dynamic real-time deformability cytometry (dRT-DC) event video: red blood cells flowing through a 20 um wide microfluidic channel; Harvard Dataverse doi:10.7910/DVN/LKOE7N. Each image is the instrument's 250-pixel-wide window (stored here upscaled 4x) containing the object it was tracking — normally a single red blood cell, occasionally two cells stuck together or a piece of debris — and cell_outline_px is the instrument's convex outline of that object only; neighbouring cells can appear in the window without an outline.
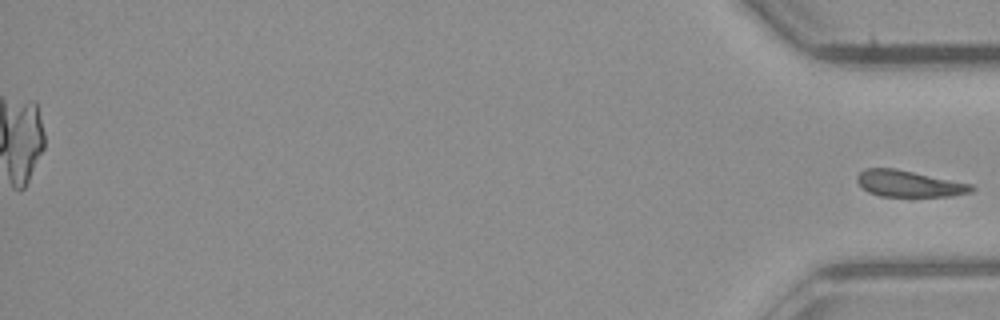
{"species": "common noctule bat (a hibernating species)", "species_latin": "Nyctalus noctula", "temperature_condition": "room temperature", "stored_images_in_passage": 41, "camera_frame_rate_fps": 3000, "um_per_image_px": 0.085, "animal": {"sex": "male", "body_mass_g": 23.1, "forearm_length_mm": 52.7}, "frame": {"image": 1, "passage_image": 41, "time_ms": 13.333, "image_size_px": [1000, 320], "cell_outline_px": [[976, 188], [972, 192], [952, 196], [880, 196], [868, 192], [856, 180], [856, 176], [864, 168], [896, 168], [972, 184]], "centroid_in_image_um": [77.28, 15.61], "position_along_channel_um": 357.9, "area_um2": 17.63}}